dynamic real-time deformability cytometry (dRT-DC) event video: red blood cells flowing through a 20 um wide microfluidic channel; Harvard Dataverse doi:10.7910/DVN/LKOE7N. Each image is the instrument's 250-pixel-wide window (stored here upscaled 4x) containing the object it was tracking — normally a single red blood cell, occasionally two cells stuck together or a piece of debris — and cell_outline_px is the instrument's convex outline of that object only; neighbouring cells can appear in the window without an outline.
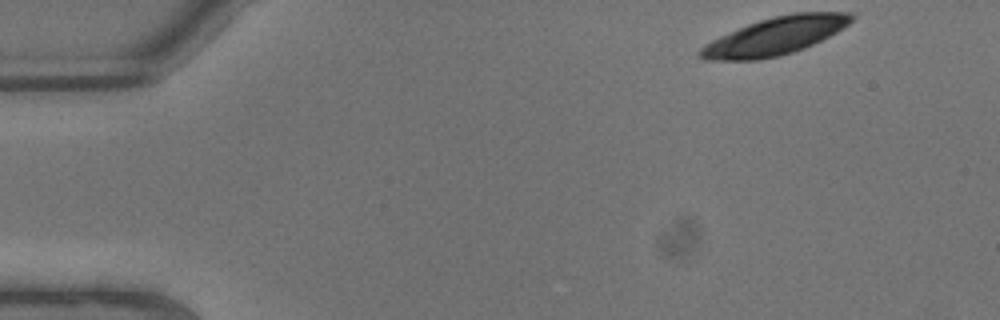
{"species": "common noctule bat (a hibernating species)", "species_latin": "Nyctalus noctula", "temperature_condition": "warm", "stored_images_in_passage": 8, "camera_frame_rate_fps": 3000, "um_per_image_px": 0.085, "animal": {"sex": "male", "body_mass_g": 13.3}, "frame": {"image": 1, "passage_image": 1, "time_ms": 0.0, "image_size_px": [1000, 320], "cell_outline_px": [[856, 16], [848, 24], [836, 32], [804, 48], [780, 56], [756, 60], [704, 60], [696, 56], [696, 52], [704, 44], [720, 36], [748, 24], [772, 16], [792, 12], [852, 12]], "centroid_in_image_um": [65.85, 3.06], "position_along_channel_um": 19.1, "area_um2": 33.23}}
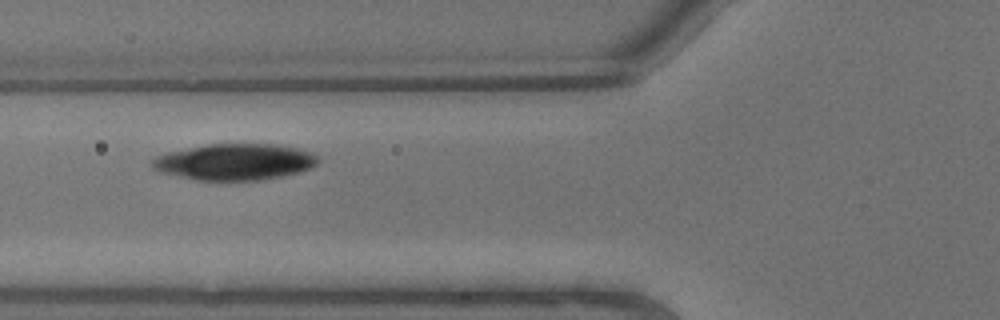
{"frame": {"image": 2, "passage_image": 7, "time_ms": 2.0, "image_size_px": [1000, 320], "cell_outline_px": [[320, 160], [316, 164], [300, 172], [264, 180], [196, 180], [160, 172], [152, 168], [152, 160], [156, 156], [168, 152], [208, 144], [276, 144], [296, 148], [308, 152], [316, 156]], "centroid_in_image_um": [19.93, 13.76], "position_along_channel_um": 105.9, "area_um2": 34.91}}
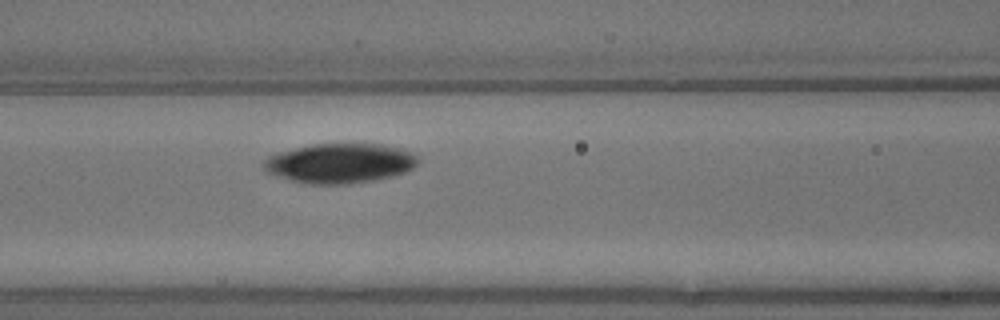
{"frame": {"image": 3, "passage_image": 8, "time_ms": 2.333, "image_size_px": [1000, 320], "cell_outline_px": [[420, 160], [412, 168], [404, 172], [392, 176], [376, 180], [348, 184], [308, 184], [292, 180], [268, 172], [264, 168], [264, 160], [268, 156], [276, 152], [312, 144], [384, 144], [400, 148], [416, 156]], "centroid_in_image_um": [28.89, 13.87], "position_along_channel_um": 137.7, "area_um2": 35.55}}